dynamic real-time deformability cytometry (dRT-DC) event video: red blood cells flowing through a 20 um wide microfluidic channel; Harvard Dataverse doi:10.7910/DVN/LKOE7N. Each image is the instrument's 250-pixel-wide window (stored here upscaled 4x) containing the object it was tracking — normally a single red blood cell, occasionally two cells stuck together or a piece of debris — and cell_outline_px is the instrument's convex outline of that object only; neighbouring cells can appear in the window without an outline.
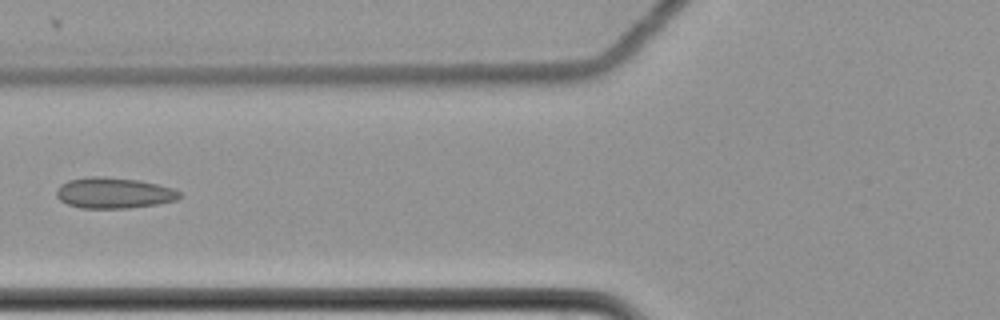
{"species": "common noctule bat (a hibernating species)", "species_latin": "Nyctalus noctula", "temperature_condition": "cold", "stored_images_in_passage": 11, "camera_frame_rate_fps": 3000, "um_per_image_px": 0.085, "animal": {"sex": "female", "body_mass_g": 22.7, "forearm_length_mm": 54.2}, "frame": {"image": 1, "passage_image": 7, "time_ms": 2.0, "image_size_px": [1000, 320], "cell_outline_px": [[184, 196], [176, 200], [156, 204], [128, 208], [80, 208], [68, 204], [60, 200], [56, 196], [56, 188], [60, 184], [68, 180], [92, 176], [104, 176], [140, 180], [172, 188], [180, 192]], "centroid_in_image_um": [9.66, 16.39], "position_along_channel_um": 116.1, "area_um2": 22.25}}
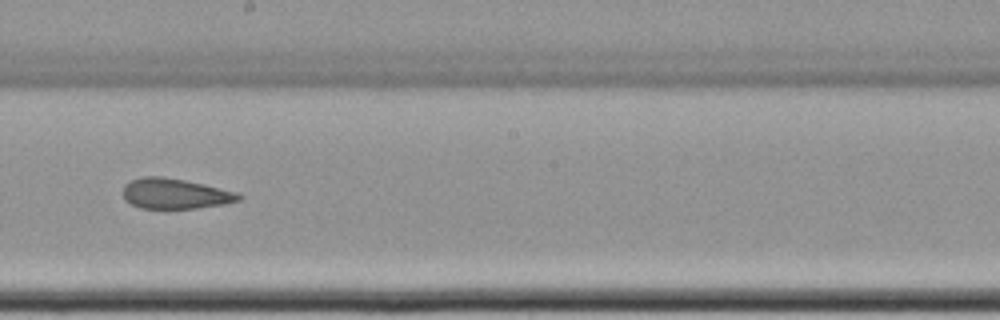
{"frame": {"image": 2, "passage_image": 10, "time_ms": 3.0, "image_size_px": [1000, 320], "cell_outline_px": [[244, 196], [240, 200], [224, 204], [196, 208], [140, 208], [124, 200], [124, 184], [140, 176], [160, 176], [184, 180], [204, 184], [240, 192]], "centroid_in_image_um": [14.92, 16.45], "position_along_channel_um": 233.3, "area_um2": 20.58}}
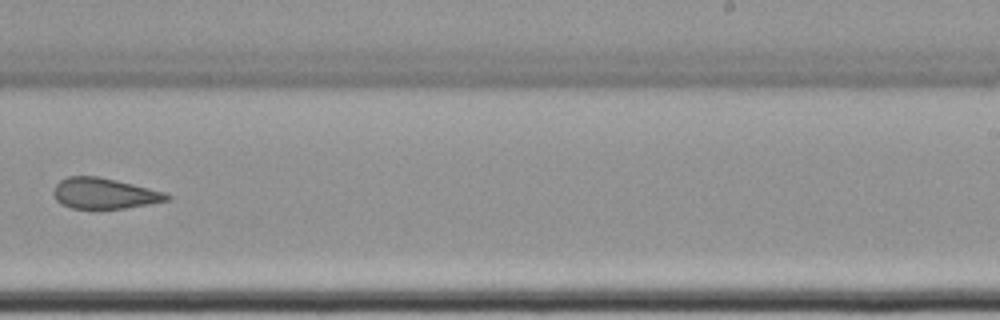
{"frame": {"image": 3, "passage_image": 11, "time_ms": 3.333, "image_size_px": [1000, 320], "cell_outline_px": [[172, 196], [168, 200], [148, 204], [124, 208], [72, 208], [60, 204], [56, 200], [52, 192], [56, 184], [60, 180], [68, 176], [100, 176], [168, 192]], "centroid_in_image_um": [8.87, 16.43], "position_along_channel_um": 280.1, "area_um2": 20.46}}